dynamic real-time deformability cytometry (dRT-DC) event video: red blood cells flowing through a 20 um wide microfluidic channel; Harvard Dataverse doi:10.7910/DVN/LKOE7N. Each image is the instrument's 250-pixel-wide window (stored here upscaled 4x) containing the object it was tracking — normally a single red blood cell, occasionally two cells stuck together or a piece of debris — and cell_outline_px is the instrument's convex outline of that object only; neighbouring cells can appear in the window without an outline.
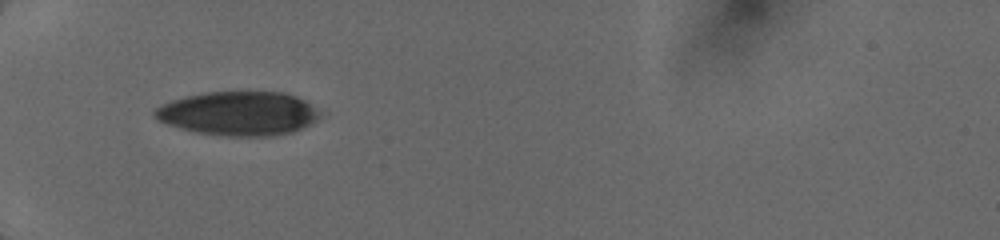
{"species": "human", "species_latin": "Homo sapiens", "temperature_condition": "cold", "stored_images_in_passage": 8, "camera_frame_rate_fps": 3000, "um_per_image_px": 0.085, "donor": {"sex": "female"}, "frame": {"image": 1, "passage_image": 1, "time_ms": 0.0, "image_size_px": [1000, 240], "cell_outline_px": [[320, 116], [316, 120], [292, 132], [276, 136], [228, 136], [196, 132], [180, 128], [156, 120], [152, 112], [156, 108], [172, 100], [188, 96], [208, 92], [284, 92], [296, 96], [304, 100], [320, 112]], "centroid_in_image_um": [20.26, 9.65], "position_along_channel_um": 64.7, "area_um2": 42.08}}
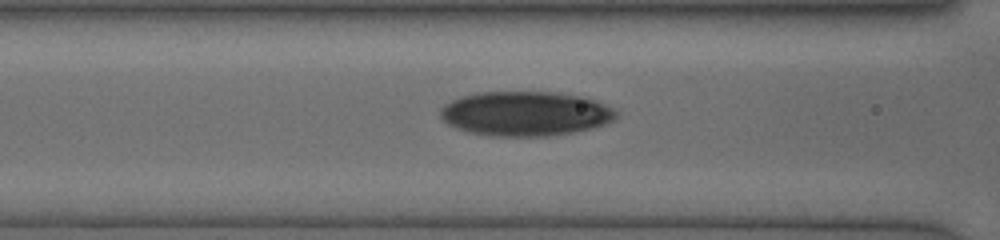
{"frame": {"image": 2, "passage_image": 7, "time_ms": 1.667, "image_size_px": [1000, 240], "cell_outline_px": [[616, 116], [612, 120], [604, 124], [592, 128], [572, 132], [548, 136], [492, 136], [468, 132], [456, 128], [448, 124], [440, 116], [440, 108], [444, 104], [452, 100], [476, 92], [556, 92], [580, 96], [596, 100], [612, 108], [616, 112]], "centroid_in_image_um": [44.62, 9.66], "position_along_channel_um": 122.0, "area_um2": 45.55}}